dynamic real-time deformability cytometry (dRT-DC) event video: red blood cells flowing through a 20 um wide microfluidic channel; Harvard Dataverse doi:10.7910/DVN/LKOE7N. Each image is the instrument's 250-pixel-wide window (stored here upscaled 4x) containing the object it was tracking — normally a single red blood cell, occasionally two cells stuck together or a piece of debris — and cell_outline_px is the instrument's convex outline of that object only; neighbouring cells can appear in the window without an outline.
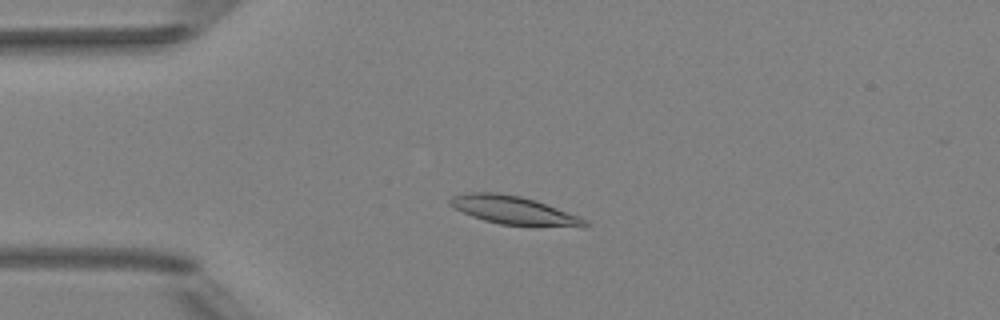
{"species": "Egyptian fruit bat (a non-hibernating species)", "species_latin": "Rousettus aegyptiacus", "temperature_condition": "room temperature", "stored_images_in_passage": 5, "camera_frame_rate_fps": 3000, "um_per_image_px": 0.085, "animal": {"sex": "female"}, "frame": {"image": 1, "passage_image": 4, "time_ms": 3.333, "image_size_px": [1000, 320], "cell_outline_px": [[588, 224], [584, 228], [580, 228], [500, 224], [484, 220], [472, 216], [448, 204], [448, 200], [452, 196], [468, 192], [496, 192], [520, 196], [536, 200], [580, 216], [588, 220]], "centroid_in_image_um": [43.74, 17.88], "position_along_channel_um": 41.3, "area_um2": 22.48}}